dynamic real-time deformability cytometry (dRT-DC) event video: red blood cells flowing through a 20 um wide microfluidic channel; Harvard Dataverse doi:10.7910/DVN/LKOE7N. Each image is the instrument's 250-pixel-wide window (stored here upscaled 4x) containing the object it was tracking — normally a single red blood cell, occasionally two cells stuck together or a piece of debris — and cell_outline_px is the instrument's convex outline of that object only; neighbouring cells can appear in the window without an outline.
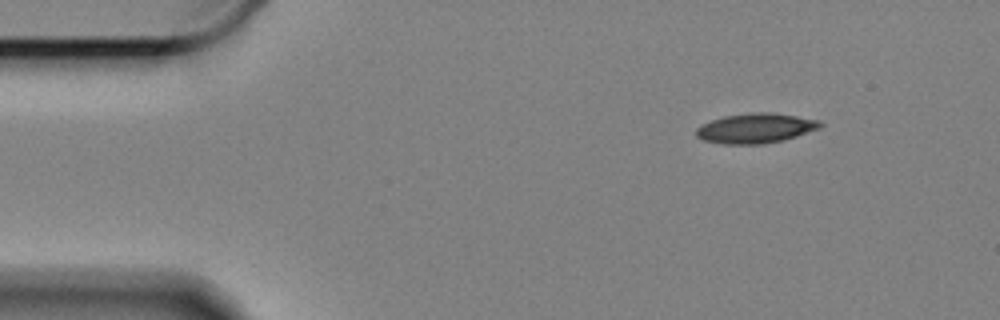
{"species": "Egyptian fruit bat (a non-hibernating species)", "species_latin": "Rousettus aegyptiacus", "temperature_condition": "cold", "stored_images_in_passage": 53, "camera_frame_rate_fps": 3000, "um_per_image_px": 0.085, "animal": {"sex": "female"}, "frame": {"image": 1, "passage_image": 1, "time_ms": 0.0, "image_size_px": [1000, 320], "cell_outline_px": [[824, 124], [820, 128], [784, 140], [764, 144], [724, 144], [704, 140], [696, 136], [696, 128], [700, 124], [724, 116], [748, 112], [768, 112], [796, 116], [820, 120]], "centroid_in_image_um": [64.22, 10.89], "position_along_channel_um": 20.8, "area_um2": 21.68}}
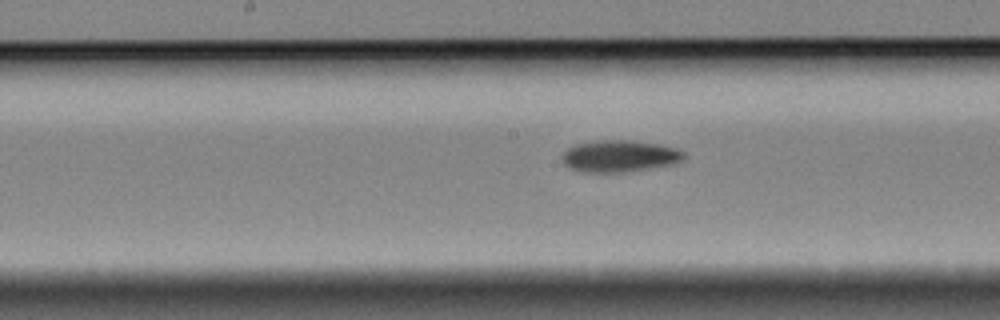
{"frame": {"image": 2, "passage_image": 23, "time_ms": 7.333, "image_size_px": [1000, 320], "cell_outline_px": [[684, 160], [672, 164], [624, 172], [584, 172], [568, 168], [564, 164], [560, 156], [568, 148], [576, 144], [596, 140], [632, 140], [660, 144], [676, 148], [684, 152]], "centroid_in_image_um": [52.64, 13.26], "position_along_channel_um": 195.6, "area_um2": 22.66}}
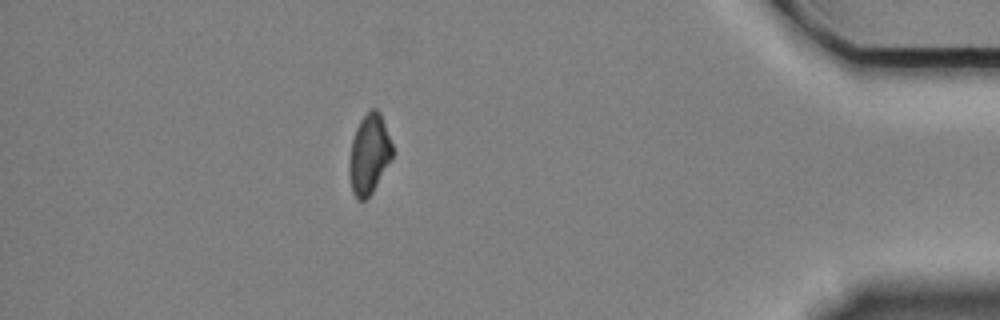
{"frame": {"image": 3, "passage_image": 46, "time_ms": 15.0, "image_size_px": [1000, 320], "cell_outline_px": [[392, 156], [372, 192], [364, 200], [356, 200], [352, 192], [348, 172], [348, 168], [352, 140], [356, 128], [360, 120], [372, 108], [376, 108], [380, 112], [392, 144]], "centroid_in_image_um": [31.35, 13.11], "position_along_channel_um": 403.9, "area_um2": 19.77}, "authors_computed_cell_mechanics": {"area_um2": 21.5016, "velocity_mm_per_s": 3.3303, "shape_relaxation_time_tau1_ms": 8.95, "shape_relaxation_time_tau2_ms": null, "deformation_change_tau1": 0.1701, "deformation_change_tau2": null}}